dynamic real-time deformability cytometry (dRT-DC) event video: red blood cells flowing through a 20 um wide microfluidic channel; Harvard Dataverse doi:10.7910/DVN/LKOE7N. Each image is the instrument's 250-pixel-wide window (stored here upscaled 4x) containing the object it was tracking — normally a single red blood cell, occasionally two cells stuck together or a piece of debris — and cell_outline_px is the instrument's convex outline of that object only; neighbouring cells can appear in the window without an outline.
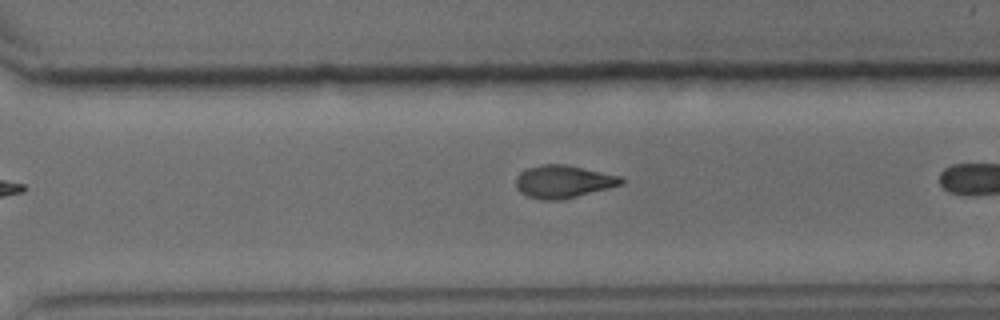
{"species": "common noctule bat (a hibernating species)", "species_latin": "Nyctalus noctula", "temperature_condition": "cold", "stored_images_in_passage": 10, "camera_frame_rate_fps": 3000, "um_per_image_px": 0.085, "animal": {"sex": "male", "body_mass_g": 15.6}, "frame": {"image": 1, "passage_image": 10, "time_ms": 11.667, "image_size_px": [1000, 320], "cell_outline_px": [[624, 180], [620, 184], [608, 188], [560, 200], [540, 200], [528, 196], [520, 192], [516, 188], [516, 176], [520, 172], [528, 168], [544, 164], [568, 164], [620, 176]], "centroid_in_image_um": [47.84, 15.43], "position_along_channel_um": 322.8, "area_um2": 19.94}}